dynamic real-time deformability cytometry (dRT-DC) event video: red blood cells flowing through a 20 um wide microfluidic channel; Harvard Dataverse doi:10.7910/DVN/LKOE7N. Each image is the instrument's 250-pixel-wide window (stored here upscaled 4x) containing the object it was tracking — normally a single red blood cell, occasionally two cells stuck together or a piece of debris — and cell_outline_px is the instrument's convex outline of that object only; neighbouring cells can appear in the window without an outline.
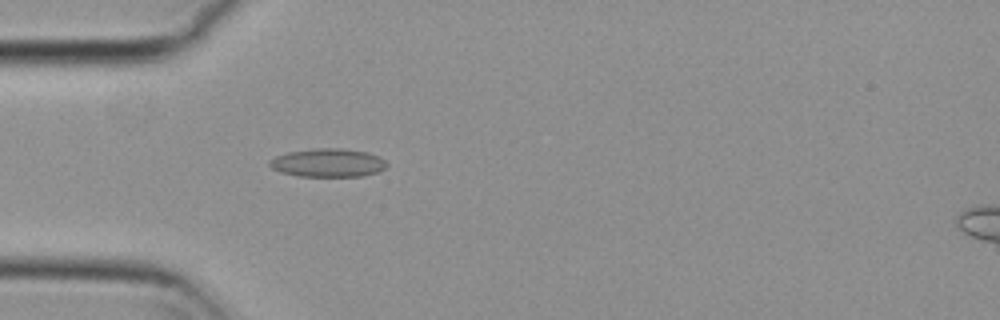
{"species": "common noctule bat (a hibernating species)", "species_latin": "Nyctalus noctula", "temperature_condition": "cold", "stored_images_in_passage": 47, "camera_frame_rate_fps": 3000, "um_per_image_px": 0.085, "animal": {"sex": "female", "body_mass_g": 29.2, "forearm_length_mm": 56.3}, "frame": {"image": 1, "passage_image": 9, "time_ms": 2.667, "image_size_px": [1000, 320], "cell_outline_px": [[388, 164], [380, 172], [364, 176], [296, 176], [280, 172], [272, 168], [268, 164], [268, 160], [276, 156], [288, 152], [316, 148], [340, 148], [364, 152], [380, 156]], "centroid_in_image_um": [27.87, 13.84], "position_along_channel_um": 57.1, "area_um2": 19.48}}
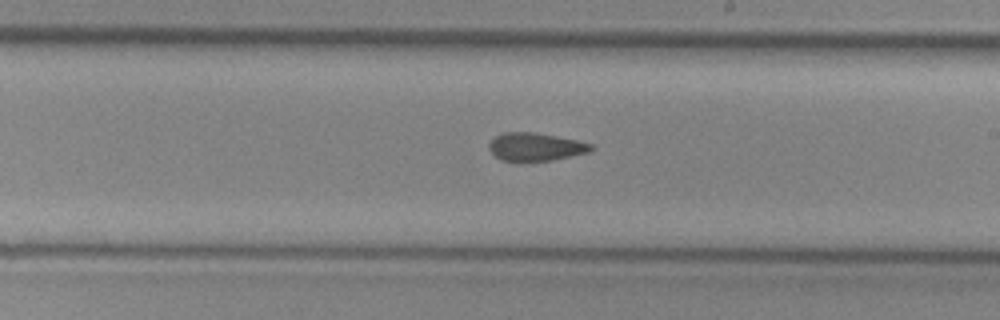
{"frame": {"image": 2, "passage_image": 24, "time_ms": 7.667, "image_size_px": [1000, 320], "cell_outline_px": [[596, 148], [592, 152], [552, 160], [500, 160], [488, 148], [488, 144], [496, 136], [504, 132], [532, 132], [556, 136], [576, 140], [592, 144]], "centroid_in_image_um": [45.57, 12.47], "position_along_channel_um": 243.4, "area_um2": 16.53}}
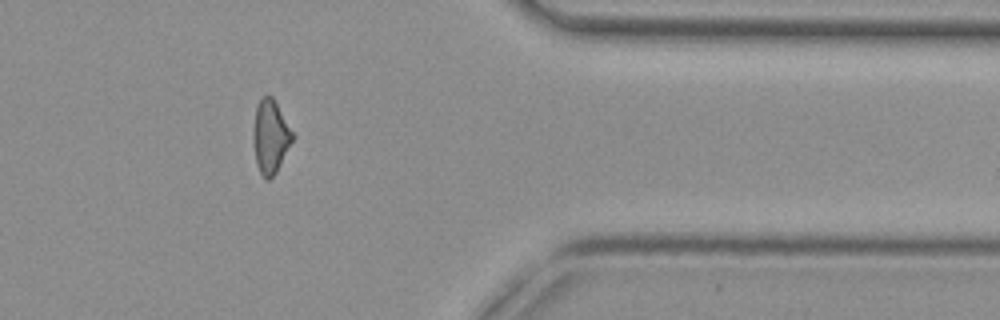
{"frame": {"image": 3, "passage_image": 37, "time_ms": 12.0, "image_size_px": [1000, 320], "cell_outline_px": [[292, 140], [276, 172], [268, 180], [260, 172], [256, 164], [252, 140], [252, 136], [256, 108], [260, 100], [264, 96], [272, 96], [292, 132]], "centroid_in_image_um": [22.94, 11.62], "position_along_channel_um": 388.5, "area_um2": 16.24}, "authors_computed_cell_mechanics": {"area_um2": 17.34, "velocity_mm_per_s": 3.8143, "shape_relaxation_time_tau1_ms": null, "shape_relaxation_time_tau2_ms": 4.2902, "deformation_change_tau1": null, "deformation_change_tau2": 0.1241}}